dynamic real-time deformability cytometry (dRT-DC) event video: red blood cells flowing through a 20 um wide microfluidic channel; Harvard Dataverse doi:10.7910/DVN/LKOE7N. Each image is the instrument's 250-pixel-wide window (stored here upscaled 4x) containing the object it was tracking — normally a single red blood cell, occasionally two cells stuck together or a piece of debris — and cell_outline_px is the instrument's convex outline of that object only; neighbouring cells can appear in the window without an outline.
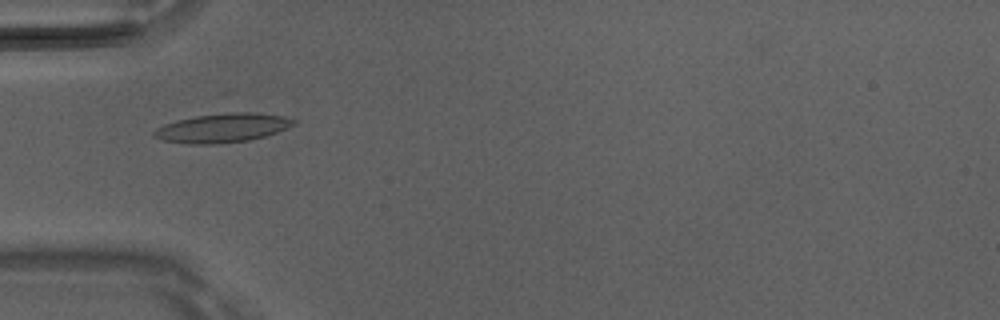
{"species": "Egyptian fruit bat (a non-hibernating species)", "species_latin": "Rousettus aegyptiacus", "temperature_condition": "room temperature", "stored_images_in_passage": 1, "camera_frame_rate_fps": 3000, "um_per_image_px": 0.085, "animal": {"sex": "male"}, "frame": {"image": 1, "passage_image": 1, "time_ms": 0.0, "image_size_px": [1000, 320], "cell_outline_px": [[296, 124], [276, 132], [264, 136], [248, 140], [216, 144], [188, 144], [160, 140], [152, 136], [152, 132], [156, 128], [164, 124], [176, 120], [196, 116], [232, 112], [256, 112], [284, 116], [296, 120]], "centroid_in_image_um": [18.87, 10.87], "position_along_channel_um": 66.1, "area_um2": 23.7}}